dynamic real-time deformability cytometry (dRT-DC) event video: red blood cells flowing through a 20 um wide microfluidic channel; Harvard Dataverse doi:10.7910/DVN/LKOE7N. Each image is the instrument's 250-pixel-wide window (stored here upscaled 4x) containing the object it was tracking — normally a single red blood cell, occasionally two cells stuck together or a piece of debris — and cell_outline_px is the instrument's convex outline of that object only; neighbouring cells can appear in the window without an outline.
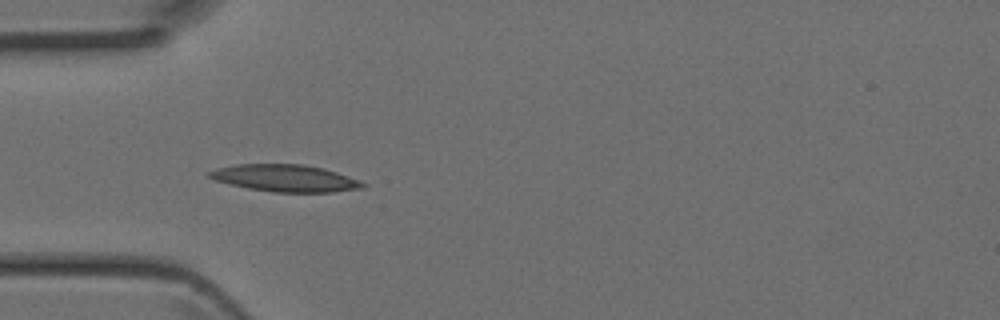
{"species": "Egyptian fruit bat (a non-hibernating species)", "species_latin": "Rousettus aegyptiacus", "temperature_condition": "room temperature", "stored_images_in_passage": 4, "camera_frame_rate_fps": 3000, "um_per_image_px": 0.085, "animal": {"sex": "female"}, "frame": {"image": 1, "passage_image": 3, "time_ms": 0.667, "image_size_px": [1000, 320], "cell_outline_px": [[368, 184], [364, 188], [332, 192], [272, 192], [248, 188], [216, 180], [208, 176], [204, 172], [216, 168], [236, 164], [304, 164], [324, 168], [360, 180]], "centroid_in_image_um": [24.26, 15.14], "position_along_channel_um": 60.7, "area_um2": 24.28}}
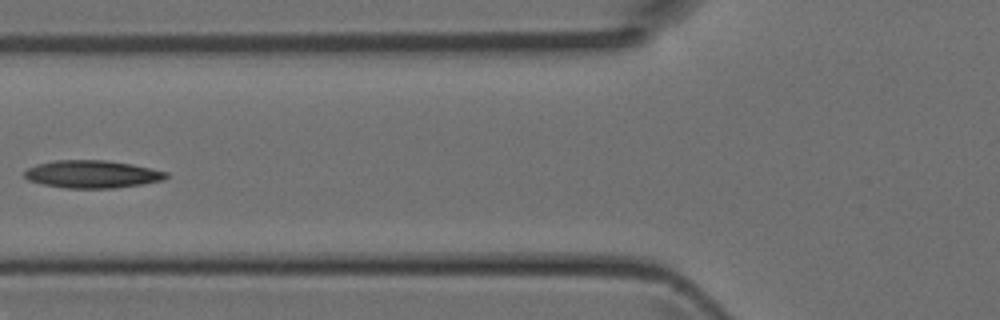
{"frame": {"image": 2, "passage_image": 4, "time_ms": 1.0, "image_size_px": [1000, 320], "cell_outline_px": [[168, 176], [164, 180], [116, 188], [68, 188], [44, 184], [28, 180], [24, 176], [24, 172], [28, 168], [36, 164], [56, 160], [108, 160], [132, 164], [168, 172]], "centroid_in_image_um": [7.84, 14.8], "position_along_channel_um": 118.0, "area_um2": 22.77}}